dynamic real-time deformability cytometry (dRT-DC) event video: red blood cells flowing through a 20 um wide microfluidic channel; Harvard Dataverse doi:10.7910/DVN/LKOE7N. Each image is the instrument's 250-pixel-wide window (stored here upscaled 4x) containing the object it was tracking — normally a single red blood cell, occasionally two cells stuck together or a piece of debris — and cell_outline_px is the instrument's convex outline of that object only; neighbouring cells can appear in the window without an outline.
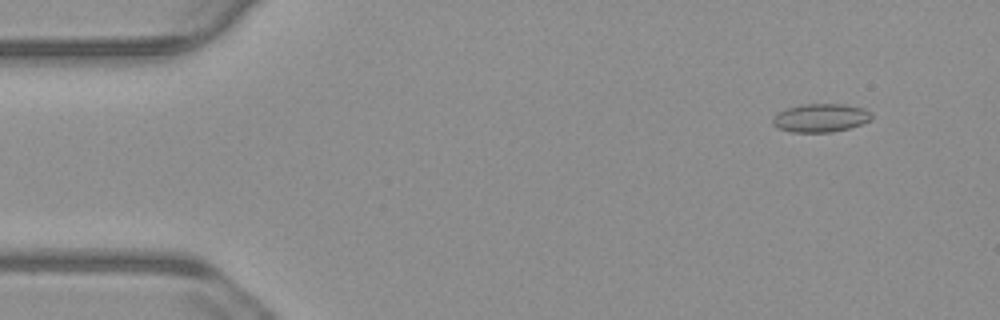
{"species": "common noctule bat (a hibernating species)", "species_latin": "Nyctalus noctula", "temperature_condition": "warm", "stored_images_in_passage": 51, "camera_frame_rate_fps": 3000, "um_per_image_px": 0.085, "animal": {"sex": "male", "body_mass_g": 23.1, "forearm_length_mm": 52.7}, "frame": {"image": 1, "passage_image": 1, "time_ms": 0.0, "image_size_px": [1000, 320], "cell_outline_px": [[872, 120], [848, 128], [832, 132], [792, 132], [780, 128], [772, 124], [772, 120], [780, 112], [788, 108], [804, 104], [844, 104], [864, 108], [872, 112]], "centroid_in_image_um": [69.81, 10.02], "position_along_channel_um": 15.2, "area_um2": 16.18}}
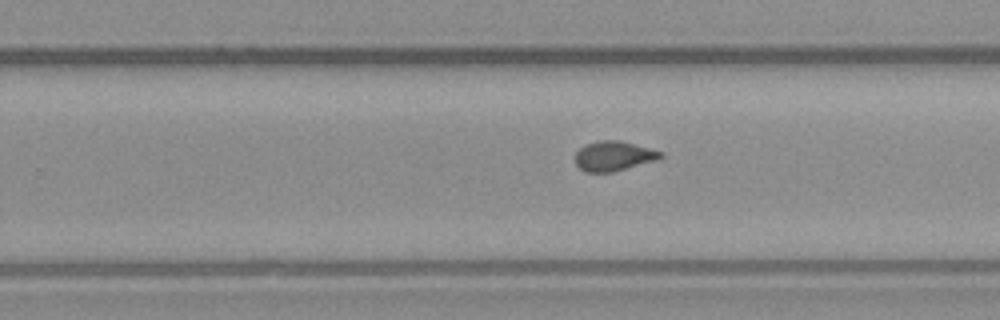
{"frame": {"image": 2, "passage_image": 30, "time_ms": 9.667, "image_size_px": [1000, 320], "cell_outline_px": [[664, 156], [656, 160], [612, 172], [584, 172], [576, 164], [576, 152], [584, 144], [600, 140], [620, 140], [664, 152]], "centroid_in_image_um": [52.16, 13.25], "position_along_channel_um": 277.6, "area_um2": 14.8}}
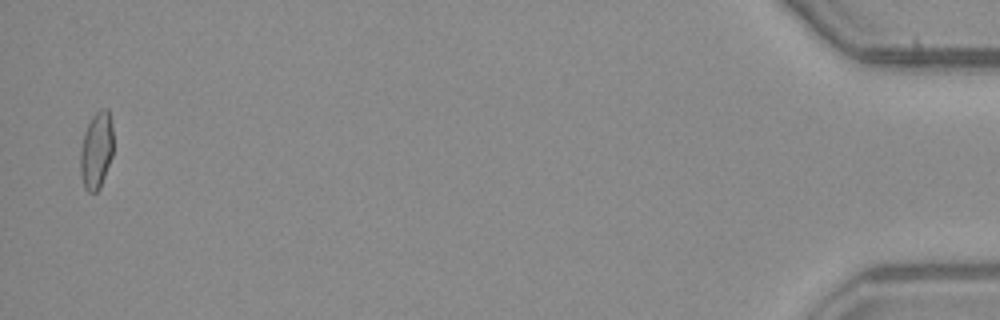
{"frame": {"image": 3, "passage_image": 50, "time_ms": 16.333, "image_size_px": [1000, 320], "cell_outline_px": [[112, 156], [100, 188], [96, 192], [88, 192], [84, 188], [80, 172], [80, 148], [84, 132], [92, 116], [100, 108], [108, 108], [112, 128]], "centroid_in_image_um": [8.17, 12.78], "position_along_channel_um": 427.0, "area_um2": 14.85}, "authors_computed_cell_mechanics": {"area_um2": 14.8546, "velocity_mm_per_s": 3.7588, "shape_relaxation_time_tau1_ms": null, "shape_relaxation_time_tau2_ms": 1.141, "deformation_change_tau1": null, "deformation_change_tau2": 0.0522}}